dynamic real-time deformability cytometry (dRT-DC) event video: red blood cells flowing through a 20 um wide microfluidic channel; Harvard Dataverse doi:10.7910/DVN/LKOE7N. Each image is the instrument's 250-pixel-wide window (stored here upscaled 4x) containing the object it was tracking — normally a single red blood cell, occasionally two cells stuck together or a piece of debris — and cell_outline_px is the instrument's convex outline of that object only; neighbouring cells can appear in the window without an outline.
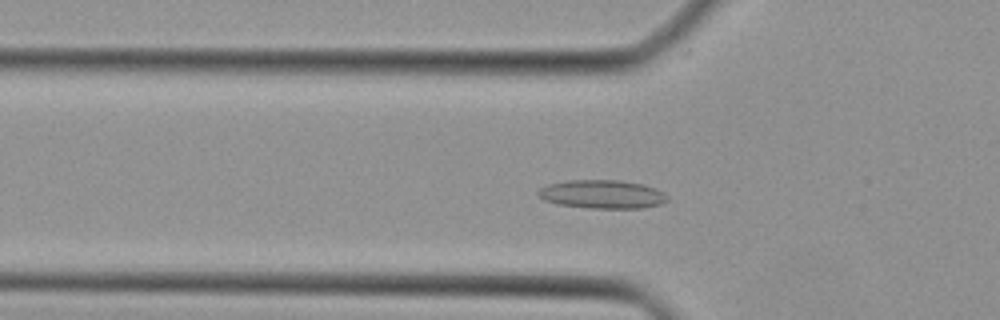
{"species": "Egyptian fruit bat (a non-hibernating species)", "species_latin": "Rousettus aegyptiacus", "temperature_condition": "cold", "stored_images_in_passage": 44, "camera_frame_rate_fps": 3000, "um_per_image_px": 0.085, "animal": {"sex": "female"}, "frame": {"image": 1, "passage_image": 13, "time_ms": 4.0, "image_size_px": [1000, 320], "cell_outline_px": [[668, 200], [660, 204], [640, 208], [588, 208], [556, 204], [544, 200], [536, 192], [540, 188], [548, 184], [568, 180], [620, 180], [644, 184], [656, 188], [668, 196]], "centroid_in_image_um": [51.18, 16.51], "position_along_channel_um": 74.6, "area_um2": 21.56}}
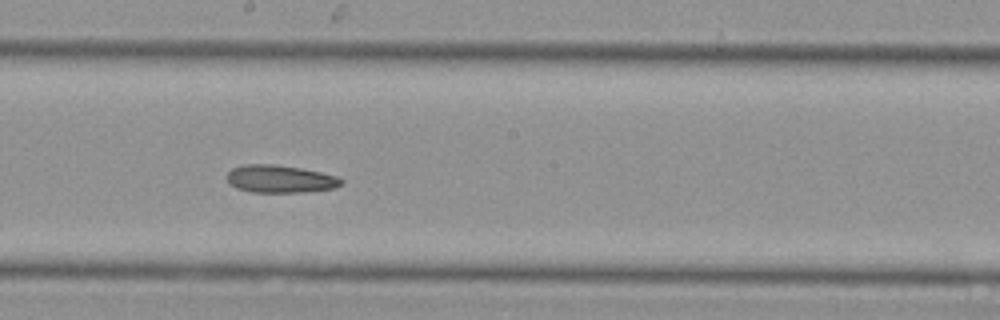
{"frame": {"image": 2, "passage_image": 23, "time_ms": 7.333, "image_size_px": [1000, 320], "cell_outline_px": [[344, 184], [336, 188], [308, 192], [252, 192], [236, 188], [228, 184], [228, 172], [232, 168], [244, 164], [276, 164], [300, 168], [320, 172], [336, 176], [344, 180]], "centroid_in_image_um": [23.83, 15.21], "position_along_channel_um": 224.4, "area_um2": 18.61}}
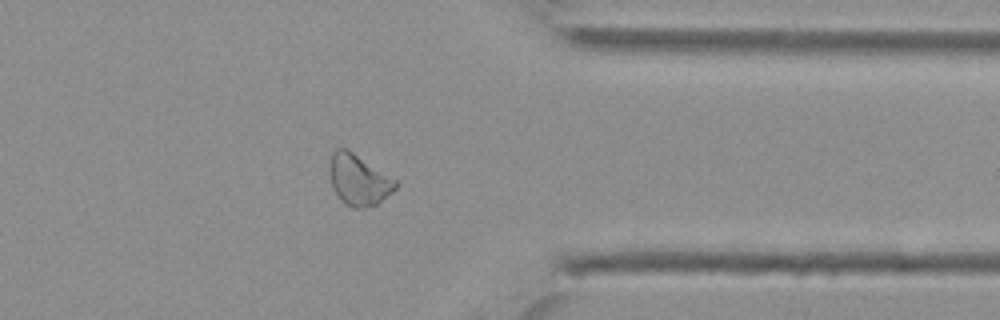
{"frame": {"image": 3, "passage_image": 34, "time_ms": 11.0, "image_size_px": [1000, 320], "cell_outline_px": [[396, 188], [392, 192], [376, 204], [364, 208], [352, 208], [344, 204], [336, 192], [332, 184], [332, 152], [336, 148], [344, 148], [352, 152], [396, 180]], "centroid_in_image_um": [30.51, 15.32], "position_along_channel_um": 380.9, "area_um2": 18.73}}